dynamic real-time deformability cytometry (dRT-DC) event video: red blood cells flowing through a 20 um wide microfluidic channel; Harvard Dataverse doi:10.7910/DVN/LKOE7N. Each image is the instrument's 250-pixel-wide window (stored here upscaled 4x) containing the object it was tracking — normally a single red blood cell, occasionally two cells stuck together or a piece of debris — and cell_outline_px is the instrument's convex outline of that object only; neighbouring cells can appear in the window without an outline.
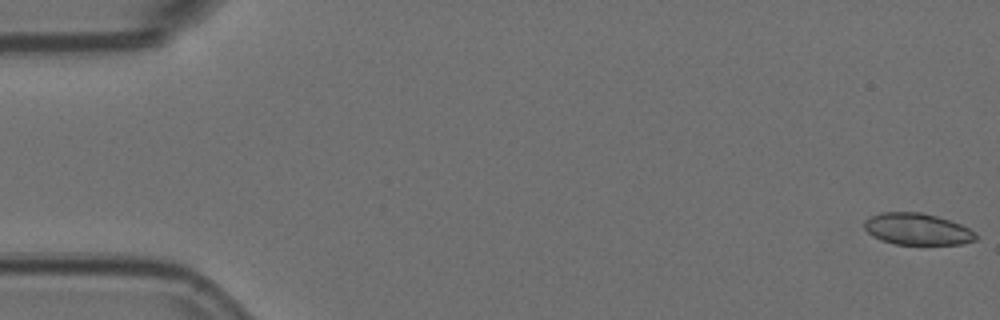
{"species": "Egyptian fruit bat (a non-hibernating species)", "species_latin": "Rousettus aegyptiacus", "temperature_condition": "room temperature", "stored_images_in_passage": 5, "camera_frame_rate_fps": 3000, "um_per_image_px": 0.085, "animal": {"sex": "female"}, "frame": {"image": 1, "passage_image": 1, "time_ms": 0.0, "image_size_px": [1000, 320], "cell_outline_px": [[976, 240], [964, 244], [896, 244], [880, 240], [872, 236], [864, 228], [864, 220], [880, 212], [920, 212], [936, 216], [960, 224], [976, 232]], "centroid_in_image_um": [77.95, 19.48], "position_along_channel_um": 7.0, "area_um2": 20.52}}